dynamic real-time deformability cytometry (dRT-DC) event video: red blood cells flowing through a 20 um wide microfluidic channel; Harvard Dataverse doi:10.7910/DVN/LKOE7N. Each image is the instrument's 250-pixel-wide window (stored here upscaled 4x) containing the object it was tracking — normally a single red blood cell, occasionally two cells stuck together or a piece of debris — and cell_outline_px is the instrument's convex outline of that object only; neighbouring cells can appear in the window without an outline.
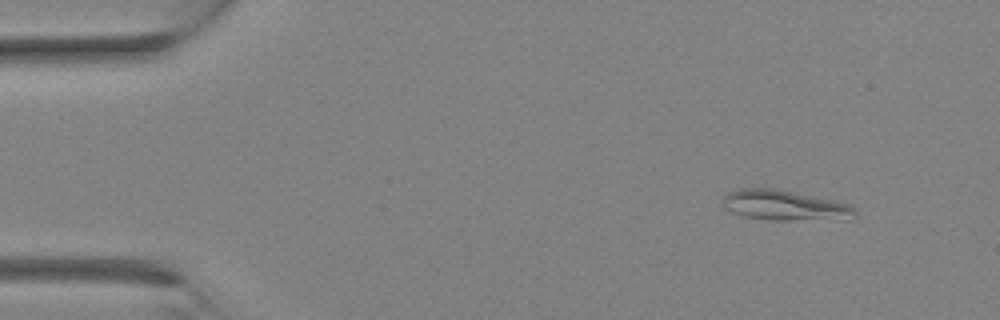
{"species": "Egyptian fruit bat (a non-hibernating species)", "species_latin": "Rousettus aegyptiacus", "temperature_condition": "room temperature", "stored_images_in_passage": 3, "segment_of_instrument_passage": [2, 2], "camera_frame_rate_fps": 3000, "um_per_image_px": 0.085, "animal": {"sex": "female"}, "frame": {"image": 1, "passage_image": 3, "time_ms": 2.333, "image_size_px": [1000, 320], "cell_outline_px": [[856, 216], [788, 220], [768, 220], [744, 216], [732, 212], [724, 208], [720, 204], [724, 196], [728, 192], [740, 188], [776, 188], [836, 200], [852, 204], [856, 208]], "centroid_in_image_um": [66.62, 17.42], "position_along_channel_um": 18.4, "area_um2": 23.18}}